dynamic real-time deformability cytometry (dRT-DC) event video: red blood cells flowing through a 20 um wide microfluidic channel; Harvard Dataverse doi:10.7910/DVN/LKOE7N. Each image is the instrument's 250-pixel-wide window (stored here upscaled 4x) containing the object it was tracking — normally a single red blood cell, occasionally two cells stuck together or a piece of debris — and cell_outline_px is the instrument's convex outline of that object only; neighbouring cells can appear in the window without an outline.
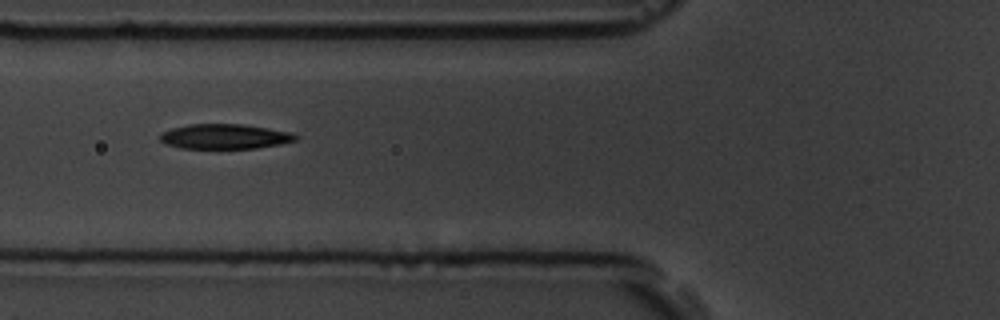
{"species": "common noctule bat (a hibernating species)", "species_latin": "Nyctalus noctula", "temperature_condition": "room temperature", "stored_images_in_passage": 10, "camera_frame_rate_fps": 3000, "um_per_image_px": 0.085, "animal": {"sex": "male", "body_mass_g": 19.5, "forearm_length_mm": 54.6}, "frame": {"image": 1, "passage_image": 2, "time_ms": 1.0, "image_size_px": [1000, 320], "cell_outline_px": [[300, 136], [296, 140], [280, 144], [256, 148], [180, 148], [164, 144], [160, 140], [160, 132], [172, 128], [188, 124], [244, 124], [292, 132]], "centroid_in_image_um": [19.1, 11.6], "position_along_channel_um": 106.7, "area_um2": 19.83}}
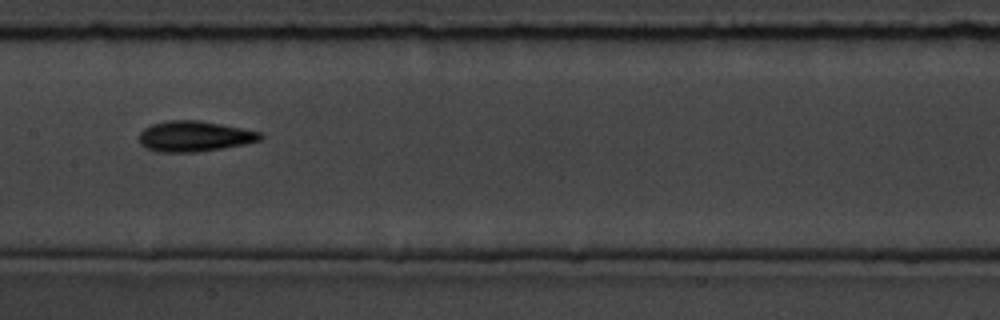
{"frame": {"image": 2, "passage_image": 4, "time_ms": 3.333, "image_size_px": [1000, 320], "cell_outline_px": [[264, 136], [260, 140], [244, 144], [196, 152], [156, 152], [140, 144], [140, 132], [144, 128], [152, 124], [168, 120], [200, 120], [260, 132]], "centroid_in_image_um": [16.5, 11.58], "position_along_channel_um": 190.9, "area_um2": 21.39}}
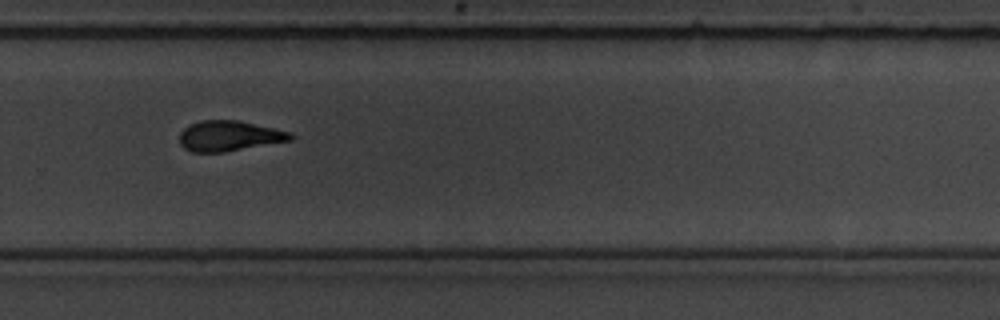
{"frame": {"image": 3, "passage_image": 7, "time_ms": 6.667, "image_size_px": [1000, 320], "cell_outline_px": [[292, 140], [224, 152], [192, 152], [184, 148], [180, 144], [180, 132], [184, 128], [200, 120], [236, 120], [292, 132]], "centroid_in_image_um": [19.46, 11.56], "position_along_channel_um": 310.3, "area_um2": 19.48}}